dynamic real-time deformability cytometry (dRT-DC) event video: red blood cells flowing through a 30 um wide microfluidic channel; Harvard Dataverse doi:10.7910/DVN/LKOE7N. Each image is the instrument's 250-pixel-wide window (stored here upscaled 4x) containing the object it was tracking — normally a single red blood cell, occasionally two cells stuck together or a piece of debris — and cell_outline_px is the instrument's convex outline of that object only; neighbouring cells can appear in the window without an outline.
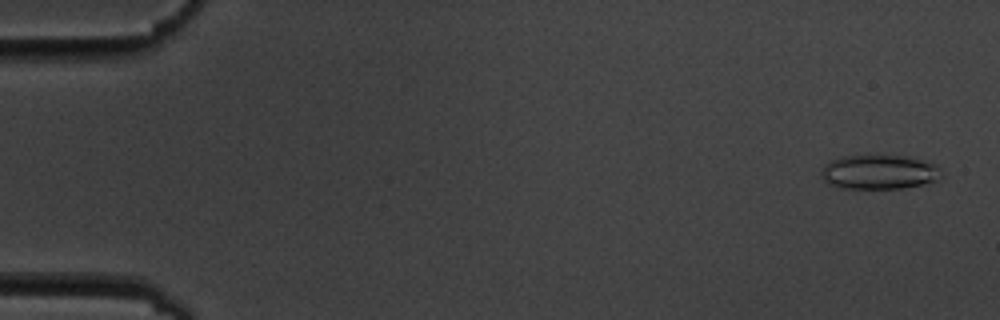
{"species": "common noctule bat (a hibernating species)", "species_latin": "Nyctalus noctula", "temperature_condition": "cold", "stored_images_in_passage": 4, "camera_frame_rate_fps": 3000, "um_per_image_px": 0.085, "animal": {"sex": "male", "body_mass_g": 19.5, "forearm_length_mm": 54.6}, "frame": {"image": 1, "passage_image": 1, "time_ms": 0.0, "image_size_px": [1000, 320], "cell_outline_px": [[944, 172], [936, 180], [904, 188], [840, 188], [828, 184], [820, 176], [820, 172], [824, 164], [840, 156], [908, 156], [936, 164]], "centroid_in_image_um": [74.7, 14.62], "position_along_channel_um": 10.3, "area_um2": 24.1}}